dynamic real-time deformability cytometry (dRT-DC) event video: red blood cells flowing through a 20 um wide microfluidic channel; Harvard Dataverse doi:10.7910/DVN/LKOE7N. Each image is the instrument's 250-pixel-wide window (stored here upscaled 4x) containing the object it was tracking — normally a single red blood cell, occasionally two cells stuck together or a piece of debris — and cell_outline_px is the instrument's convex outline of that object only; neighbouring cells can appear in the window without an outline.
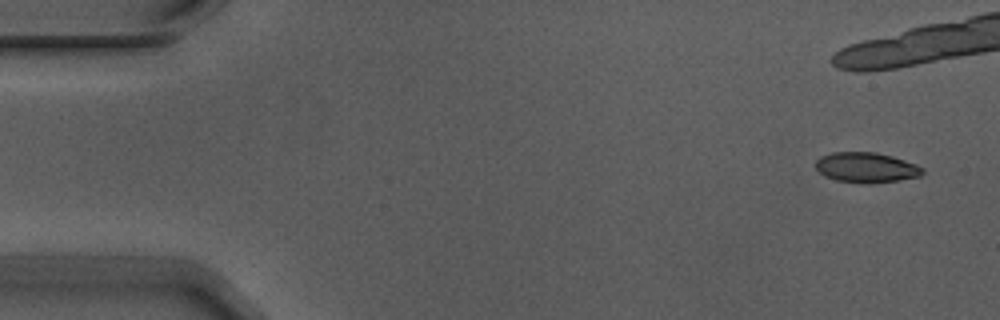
{"species": "Egyptian fruit bat (a non-hibernating species)", "species_latin": "Rousettus aegyptiacus", "temperature_condition": "warm", "stored_images_in_passage": 8, "camera_frame_rate_fps": 3000, "um_per_image_px": 0.085, "animal": {"sex": "male"}, "frame": {"image": 1, "passage_image": 1, "time_ms": 0.0, "image_size_px": [1000, 320], "cell_outline_px": [[924, 172], [920, 176], [900, 180], [836, 180], [824, 176], [816, 168], [816, 160], [820, 156], [832, 152], [876, 152], [892, 156], [916, 164], [924, 168]], "centroid_in_image_um": [73.63, 14.18], "position_along_channel_um": 11.4, "area_um2": 17.98}}
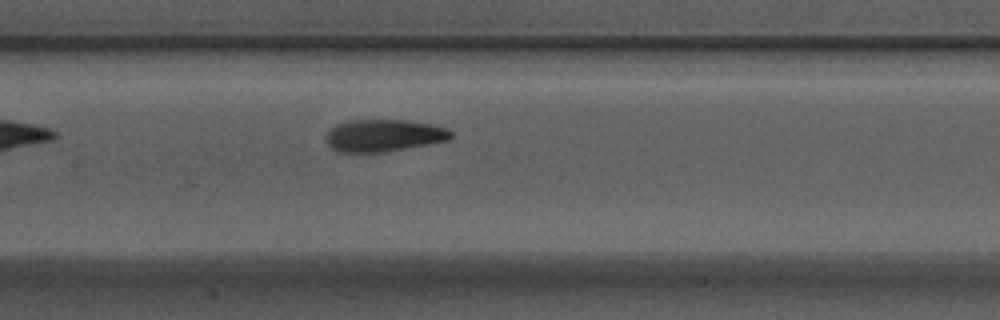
{"frame": {"image": 2, "passage_image": 8, "time_ms": 2.333, "image_size_px": [1000, 320], "cell_outline_px": [[452, 136], [448, 140], [428, 144], [384, 152], [336, 152], [324, 140], [328, 132], [336, 124], [352, 120], [404, 120], [432, 124], [444, 128], [452, 132]], "centroid_in_image_um": [32.58, 11.52], "position_along_channel_um": 174.8, "area_um2": 23.29}}